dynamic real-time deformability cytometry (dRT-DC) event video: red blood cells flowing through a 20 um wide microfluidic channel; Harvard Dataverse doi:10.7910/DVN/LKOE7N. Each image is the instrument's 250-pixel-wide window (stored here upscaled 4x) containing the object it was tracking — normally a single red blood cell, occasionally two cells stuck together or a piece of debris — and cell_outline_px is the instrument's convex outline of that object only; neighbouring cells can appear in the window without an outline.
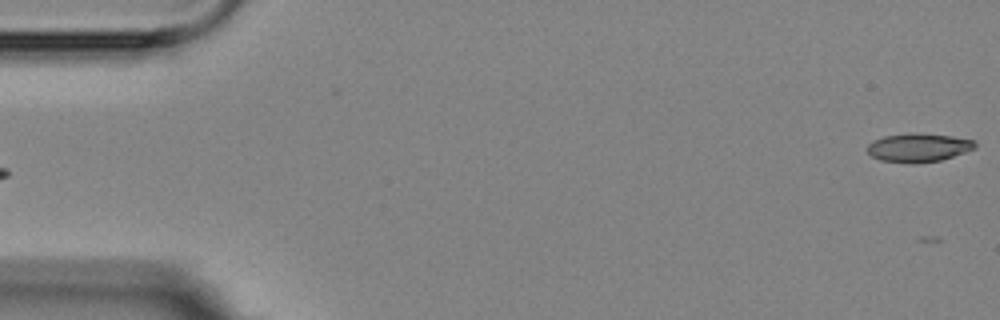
{"species": "Egyptian fruit bat (a non-hibernating species)", "species_latin": "Rousettus aegyptiacus", "temperature_condition": "room temperature", "stored_images_in_passage": 4, "segment_of_instrument_passage": [2, 2], "camera_frame_rate_fps": 3000, "um_per_image_px": 0.085, "animal": {"sex": "female"}, "frame": {"image": 1, "passage_image": 4, "time_ms": 3.667, "image_size_px": [1000, 320], "cell_outline_px": [[976, 148], [940, 160], [916, 164], [908, 164], [880, 160], [872, 156], [868, 152], [868, 144], [872, 140], [884, 136], [912, 132], [952, 136], [976, 140]], "centroid_in_image_um": [78.06, 12.54], "position_along_channel_um": 6.9, "area_um2": 18.15}}